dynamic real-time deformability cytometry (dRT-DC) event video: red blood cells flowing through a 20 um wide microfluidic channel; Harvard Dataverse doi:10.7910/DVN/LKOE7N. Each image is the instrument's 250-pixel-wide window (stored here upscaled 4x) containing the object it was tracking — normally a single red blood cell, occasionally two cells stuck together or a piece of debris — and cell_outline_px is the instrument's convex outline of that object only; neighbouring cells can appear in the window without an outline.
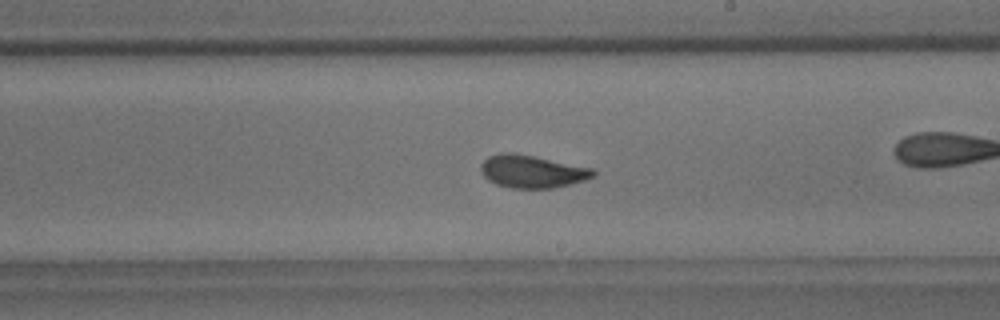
{"species": "common noctule bat (a hibernating species)", "species_latin": "Nyctalus noctula", "temperature_condition": "room temperature", "stored_images_in_passage": 57, "camera_frame_rate_fps": 3000, "um_per_image_px": 0.085, "animal": {"sex": "male", "body_mass_g": 18.8}, "frame": {"image": 1, "passage_image": 33, "time_ms": 10.667, "image_size_px": [1000, 320], "cell_outline_px": [[596, 176], [572, 184], [552, 188], [512, 188], [496, 184], [488, 180], [480, 172], [480, 164], [488, 156], [500, 152], [516, 152], [592, 168], [596, 172]], "centroid_in_image_um": [45.2, 14.56], "position_along_channel_um": 243.8, "area_um2": 21.68}, "authors_computed_cell_mechanics": {"area_um2": 21.2126, "velocity_mm_per_s": 3.6113, "shape_relaxation_time_tau1_ms": 4.4779, "shape_relaxation_time_tau2_ms": 1.5924, "deformation_change_tau1": 0.1365, "deformation_change_tau2": 0.0679}}